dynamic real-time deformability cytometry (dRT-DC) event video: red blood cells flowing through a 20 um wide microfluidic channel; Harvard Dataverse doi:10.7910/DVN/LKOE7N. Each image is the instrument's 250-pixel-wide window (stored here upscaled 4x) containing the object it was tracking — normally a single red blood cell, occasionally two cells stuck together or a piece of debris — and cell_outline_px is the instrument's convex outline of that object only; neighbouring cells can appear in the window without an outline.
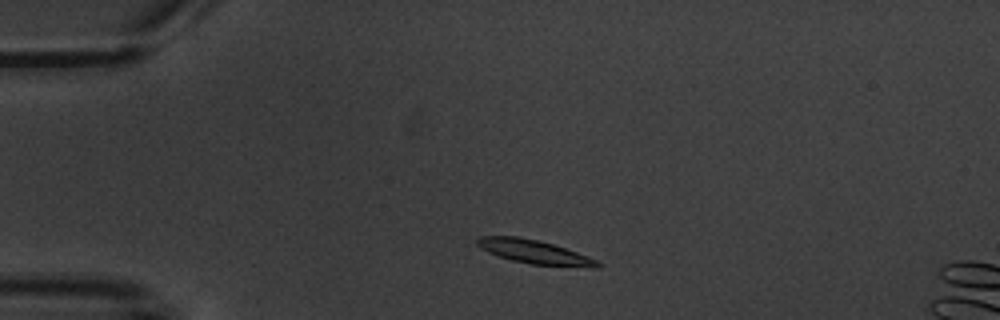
{"species": "common noctule bat (a hibernating species)", "species_latin": "Nyctalus noctula", "temperature_condition": "warm", "stored_images_in_passage": 4, "camera_frame_rate_fps": 3000, "um_per_image_px": 0.085, "animal": {"sex": "male", "body_mass_g": 20.1, "forearm_length_mm": 53.5}, "frame": {"image": 1, "passage_image": 2, "time_ms": 1.0, "image_size_px": [1000, 320], "cell_outline_px": [[600, 268], [592, 268], [532, 264], [512, 260], [488, 252], [480, 248], [476, 244], [476, 240], [480, 236], [516, 236], [536, 240], [552, 244], [588, 256], [596, 260], [600, 264]], "centroid_in_image_um": [45.42, 21.42], "position_along_channel_um": 39.6, "area_um2": 16.47}}